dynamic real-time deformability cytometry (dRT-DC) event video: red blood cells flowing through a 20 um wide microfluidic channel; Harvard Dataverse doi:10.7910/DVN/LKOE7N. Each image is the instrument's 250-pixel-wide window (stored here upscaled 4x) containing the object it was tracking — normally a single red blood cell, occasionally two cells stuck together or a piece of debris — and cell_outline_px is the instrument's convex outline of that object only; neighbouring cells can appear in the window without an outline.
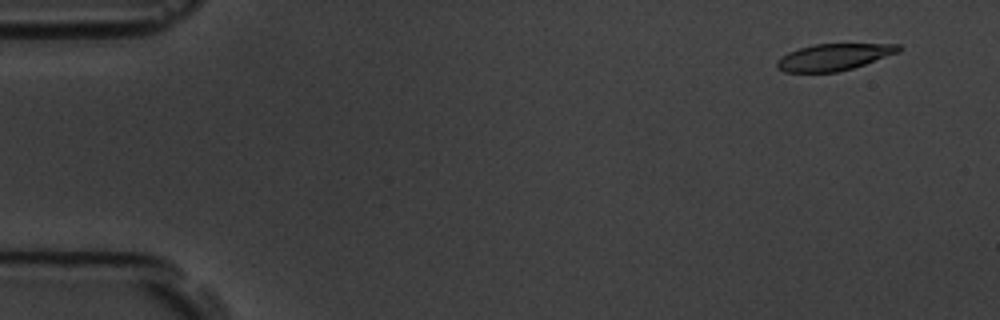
{"species": "common noctule bat (a hibernating species)", "species_latin": "Nyctalus noctula", "temperature_condition": "room temperature", "stored_images_in_passage": 6, "camera_frame_rate_fps": 3000, "um_per_image_px": 0.085, "animal": {"sex": "male", "body_mass_g": 19.5, "forearm_length_mm": 54.6}, "frame": {"image": 1, "passage_image": 2, "time_ms": 1.0, "image_size_px": [1000, 320], "cell_outline_px": [[900, 52], [852, 68], [836, 72], [784, 72], [776, 68], [776, 60], [780, 56], [788, 52], [812, 44], [900, 44]], "centroid_in_image_um": [70.82, 4.85], "position_along_channel_um": 14.2, "area_um2": 18.9}}
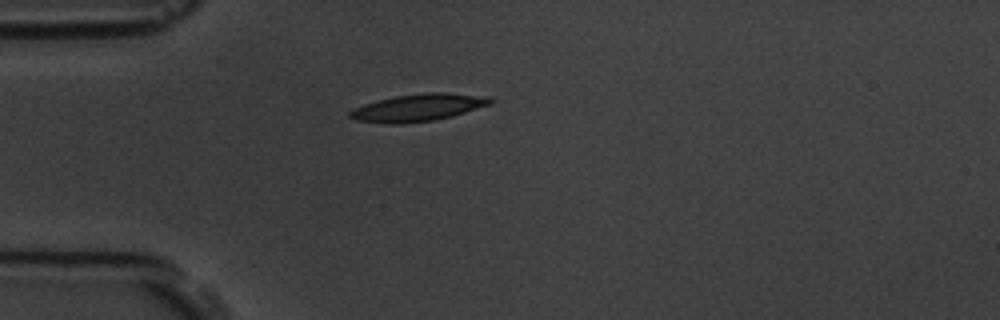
{"frame": {"image": 2, "passage_image": 5, "time_ms": 4.667, "image_size_px": [1000, 320], "cell_outline_px": [[496, 100], [492, 104], [452, 116], [432, 120], [400, 124], [388, 124], [356, 120], [348, 116], [348, 112], [364, 104], [396, 96], [428, 92], [444, 92], [492, 96]], "centroid_in_image_um": [35.62, 9.14], "position_along_channel_um": 49.4, "area_um2": 22.37}}